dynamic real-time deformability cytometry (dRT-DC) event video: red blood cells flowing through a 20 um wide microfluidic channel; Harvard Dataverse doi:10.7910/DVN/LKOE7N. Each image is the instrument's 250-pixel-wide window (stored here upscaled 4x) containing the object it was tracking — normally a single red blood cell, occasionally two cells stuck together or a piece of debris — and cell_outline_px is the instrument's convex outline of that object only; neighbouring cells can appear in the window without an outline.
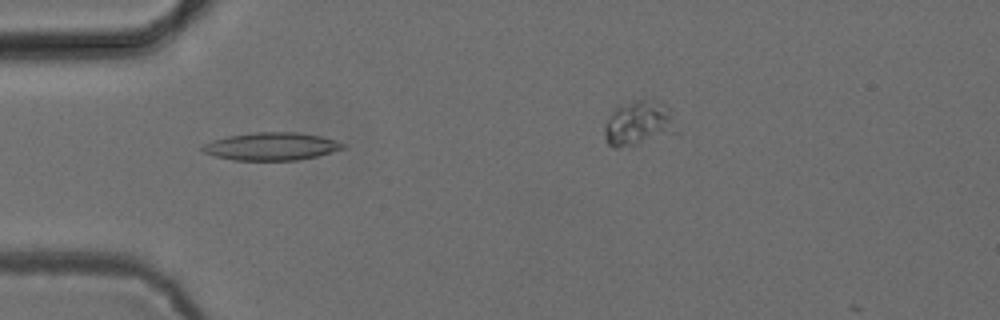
{"species": "common noctule bat (a hibernating species)", "species_latin": "Nyctalus noctula", "temperature_condition": "cold", "stored_images_in_passage": 37, "camera_frame_rate_fps": 3000, "um_per_image_px": 0.085, "animal": {"sex": "female", "body_mass_g": 24.6, "forearm_length_mm": 56.2}, "frame": {"image": 1, "passage_image": 7, "time_ms": 2.0, "image_size_px": [1000, 320], "cell_outline_px": [[348, 144], [344, 148], [316, 156], [296, 160], [232, 160], [200, 152], [200, 148], [204, 144], [212, 140], [228, 136], [256, 132], [300, 132], [320, 136], [336, 140]], "centroid_in_image_um": [23.05, 12.44], "position_along_channel_um": 61.9, "area_um2": 22.77}}
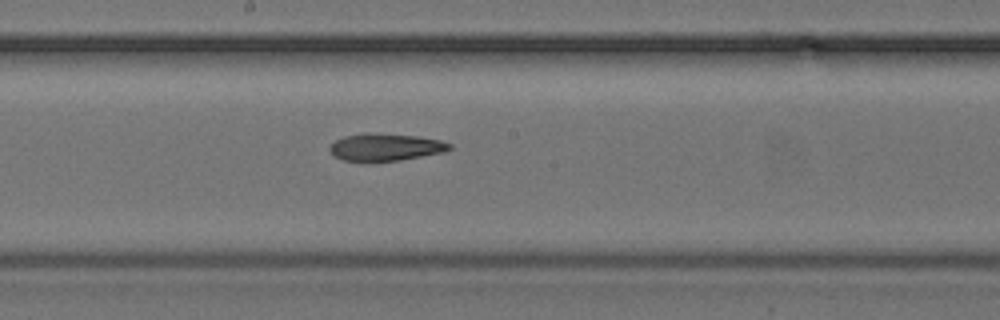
{"frame": {"image": 2, "passage_image": 19, "time_ms": 6.0, "image_size_px": [1000, 320], "cell_outline_px": [[452, 148], [444, 152], [400, 160], [372, 164], [344, 160], [332, 156], [328, 148], [336, 140], [344, 136], [364, 132], [372, 132], [416, 136], [440, 140], [452, 144]], "centroid_in_image_um": [32.71, 12.53], "position_along_channel_um": 215.5, "area_um2": 19.77}}
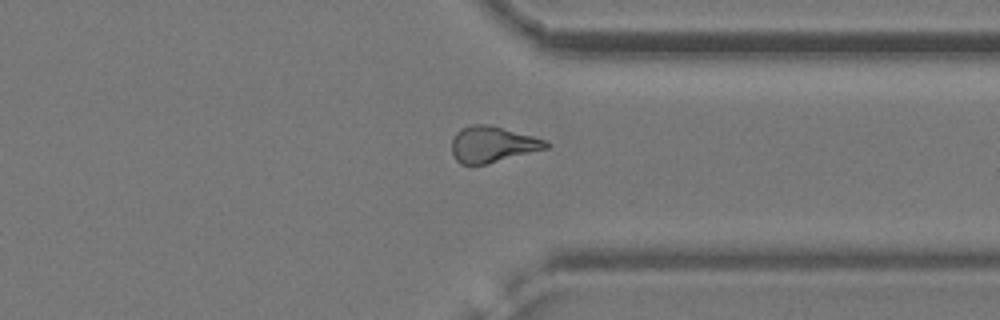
{"frame": {"image": 3, "passage_image": 31, "time_ms": 10.0, "image_size_px": [1000, 320], "cell_outline_px": [[552, 144], [548, 148], [488, 164], [460, 164], [456, 160], [452, 152], [452, 140], [456, 132], [460, 128], [472, 124], [492, 124], [548, 140]], "centroid_in_image_um": [41.9, 12.25], "position_along_channel_um": 369.5, "area_um2": 20.17}}